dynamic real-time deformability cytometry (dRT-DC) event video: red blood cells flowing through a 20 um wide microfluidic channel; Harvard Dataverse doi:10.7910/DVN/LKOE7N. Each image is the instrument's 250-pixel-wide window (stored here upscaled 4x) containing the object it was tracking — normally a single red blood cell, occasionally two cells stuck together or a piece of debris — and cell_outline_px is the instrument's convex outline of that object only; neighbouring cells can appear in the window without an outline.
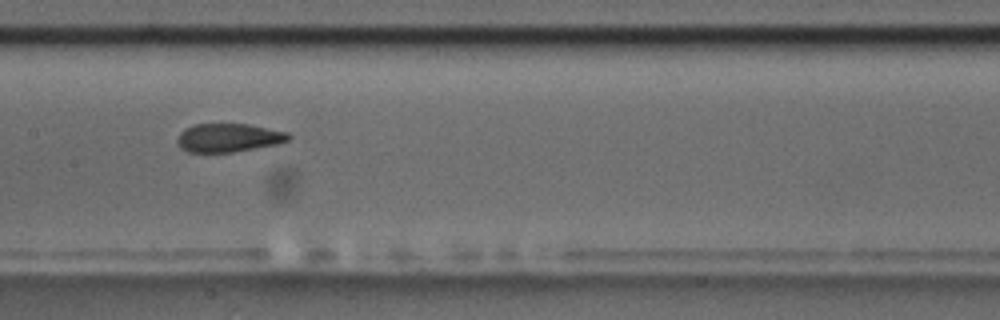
{"species": "common noctule bat (a hibernating species)", "species_latin": "Nyctalus noctula", "temperature_condition": "room temperature", "stored_images_in_passage": 8, "camera_frame_rate_fps": 3000, "um_per_image_px": 0.085, "animal": {"sex": "male", "body_mass_g": 17.5, "forearm_length_mm": 52.3}, "frame": {"image": 1, "passage_image": 8, "time_ms": 2.333, "image_size_px": [1000, 320], "cell_outline_px": [[292, 136], [288, 140], [276, 144], [256, 148], [232, 152], [188, 152], [180, 148], [176, 140], [180, 132], [184, 128], [192, 124], [248, 124], [288, 132]], "centroid_in_image_um": [19.39, 11.7], "position_along_channel_um": 188.0, "area_um2": 18.55}}